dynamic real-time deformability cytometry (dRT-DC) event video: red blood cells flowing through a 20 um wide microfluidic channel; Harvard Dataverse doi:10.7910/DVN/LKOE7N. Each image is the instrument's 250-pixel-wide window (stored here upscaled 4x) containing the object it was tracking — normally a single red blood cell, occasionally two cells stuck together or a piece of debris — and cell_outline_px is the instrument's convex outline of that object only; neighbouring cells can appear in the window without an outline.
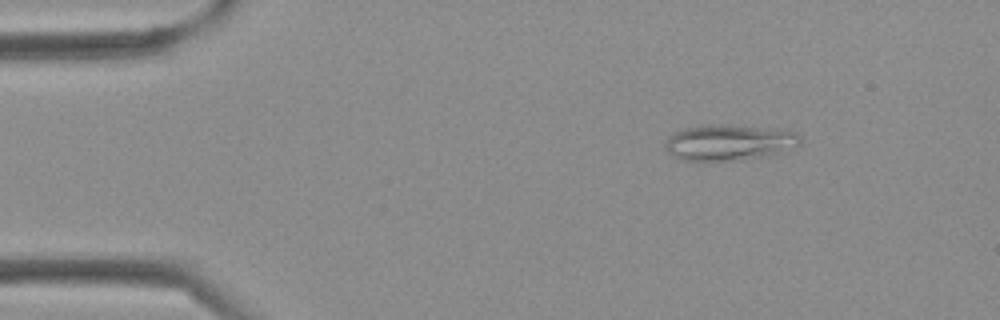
{"species": "Egyptian fruit bat (a non-hibernating species)", "species_latin": "Rousettus aegyptiacus", "temperature_condition": "cold", "stored_images_in_passage": 39, "camera_frame_rate_fps": 3000, "um_per_image_px": 0.085, "frame": {"image": 1, "passage_image": 5, "time_ms": 1.333, "image_size_px": [1000, 320], "cell_outline_px": [[800, 144], [764, 156], [740, 160], [684, 160], [668, 152], [664, 148], [664, 144], [668, 136], [684, 128], [704, 124], [724, 124], [788, 128], [796, 132], [800, 136]], "centroid_in_image_um": [61.99, 12.06], "position_along_channel_um": 23.0, "area_um2": 28.44}}
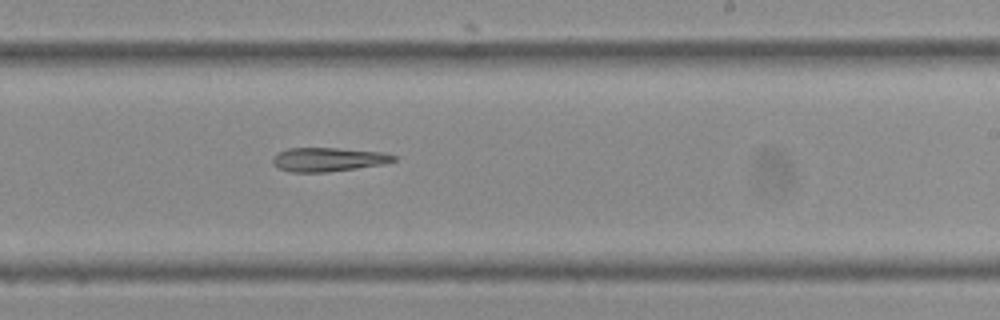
{"frame": {"image": 2, "passage_image": 23, "time_ms": 7.333, "image_size_px": [1000, 320], "cell_outline_px": [[396, 160], [384, 164], [328, 172], [288, 172], [276, 168], [272, 164], [272, 156], [276, 152], [288, 148], [336, 148], [384, 152], [396, 156]], "centroid_in_image_um": [27.83, 13.55], "position_along_channel_um": 261.2, "area_um2": 17.11}}
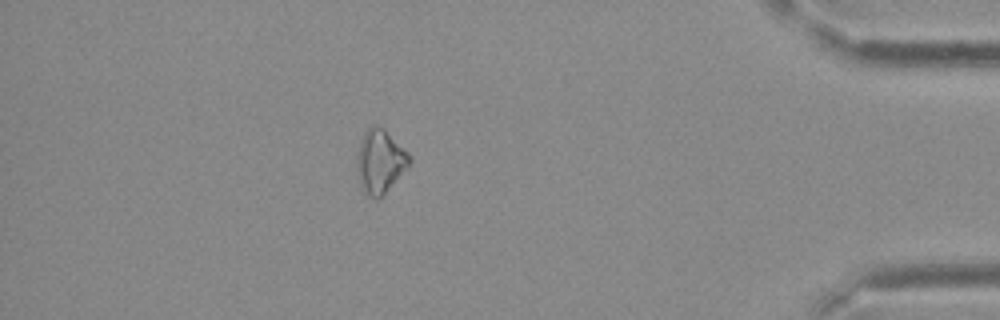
{"frame": {"image": 3, "passage_image": 34, "time_ms": 11.0, "image_size_px": [1000, 320], "cell_outline_px": [[412, 160], [408, 168], [376, 200], [368, 196], [364, 192], [360, 184], [356, 172], [356, 156], [360, 140], [364, 132], [368, 128], [384, 128], [412, 156]], "centroid_in_image_um": [32.29, 13.73], "position_along_channel_um": 402.9, "area_um2": 19.42}}